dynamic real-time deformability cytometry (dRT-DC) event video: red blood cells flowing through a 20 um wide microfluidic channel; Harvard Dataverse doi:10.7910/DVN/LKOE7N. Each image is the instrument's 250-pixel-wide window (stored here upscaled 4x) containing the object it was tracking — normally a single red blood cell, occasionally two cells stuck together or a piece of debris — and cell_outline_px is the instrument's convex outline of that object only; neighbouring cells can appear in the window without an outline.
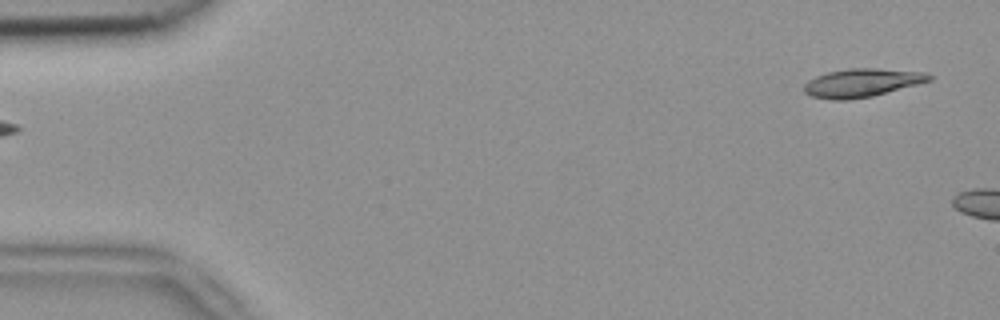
{"species": "common noctule bat (a hibernating species)", "species_latin": "Nyctalus noctula", "temperature_condition": "room temperature", "stored_images_in_passage": 2, "segment_of_instrument_passage": [2, 2], "camera_frame_rate_fps": 3000, "um_per_image_px": 0.085, "animal": {"sex": "female", "body_mass_g": 18.4}, "frame": {"image": 1, "passage_image": 2, "time_ms": 0.333, "image_size_px": [1000, 320], "cell_outline_px": [[932, 80], [872, 96], [848, 100], [832, 100], [812, 96], [804, 92], [804, 84], [808, 80], [816, 76], [828, 72], [848, 68], [876, 68], [924, 72], [932, 76]], "centroid_in_image_um": [73.23, 7.03], "position_along_channel_um": 11.8, "area_um2": 20.58}}